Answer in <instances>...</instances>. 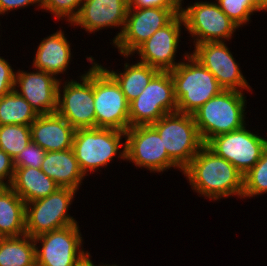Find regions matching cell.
Segmentation results:
<instances>
[{"instance_id": "cell-10", "label": "cell", "mask_w": 267, "mask_h": 266, "mask_svg": "<svg viewBox=\"0 0 267 266\" xmlns=\"http://www.w3.org/2000/svg\"><path fill=\"white\" fill-rule=\"evenodd\" d=\"M177 112L170 71H158L143 92L129 103L130 127L152 125L164 115Z\"/></svg>"}, {"instance_id": "cell-20", "label": "cell", "mask_w": 267, "mask_h": 266, "mask_svg": "<svg viewBox=\"0 0 267 266\" xmlns=\"http://www.w3.org/2000/svg\"><path fill=\"white\" fill-rule=\"evenodd\" d=\"M64 31L57 30L55 33L43 38L37 46L33 58L32 67L58 77L67 71L72 60L71 43L65 37Z\"/></svg>"}, {"instance_id": "cell-27", "label": "cell", "mask_w": 267, "mask_h": 266, "mask_svg": "<svg viewBox=\"0 0 267 266\" xmlns=\"http://www.w3.org/2000/svg\"><path fill=\"white\" fill-rule=\"evenodd\" d=\"M31 141L30 125H0V149L12 159Z\"/></svg>"}, {"instance_id": "cell-38", "label": "cell", "mask_w": 267, "mask_h": 266, "mask_svg": "<svg viewBox=\"0 0 267 266\" xmlns=\"http://www.w3.org/2000/svg\"><path fill=\"white\" fill-rule=\"evenodd\" d=\"M102 266H118V265H116V264H112V265H108V264H103Z\"/></svg>"}, {"instance_id": "cell-37", "label": "cell", "mask_w": 267, "mask_h": 266, "mask_svg": "<svg viewBox=\"0 0 267 266\" xmlns=\"http://www.w3.org/2000/svg\"><path fill=\"white\" fill-rule=\"evenodd\" d=\"M81 266H97V265H94V263L91 260V258H88ZM98 266H102V265L99 264Z\"/></svg>"}, {"instance_id": "cell-34", "label": "cell", "mask_w": 267, "mask_h": 266, "mask_svg": "<svg viewBox=\"0 0 267 266\" xmlns=\"http://www.w3.org/2000/svg\"><path fill=\"white\" fill-rule=\"evenodd\" d=\"M37 7L42 6V0H0V15L8 14L10 11L16 10V9H24L26 6H34Z\"/></svg>"}, {"instance_id": "cell-3", "label": "cell", "mask_w": 267, "mask_h": 266, "mask_svg": "<svg viewBox=\"0 0 267 266\" xmlns=\"http://www.w3.org/2000/svg\"><path fill=\"white\" fill-rule=\"evenodd\" d=\"M235 90H222L192 115L198 133L206 144L211 138L242 128L246 124V96Z\"/></svg>"}, {"instance_id": "cell-15", "label": "cell", "mask_w": 267, "mask_h": 266, "mask_svg": "<svg viewBox=\"0 0 267 266\" xmlns=\"http://www.w3.org/2000/svg\"><path fill=\"white\" fill-rule=\"evenodd\" d=\"M191 55L215 76L224 90L252 91L239 63L225 42H203L194 45Z\"/></svg>"}, {"instance_id": "cell-28", "label": "cell", "mask_w": 267, "mask_h": 266, "mask_svg": "<svg viewBox=\"0 0 267 266\" xmlns=\"http://www.w3.org/2000/svg\"><path fill=\"white\" fill-rule=\"evenodd\" d=\"M267 193V147L259 161L243 176L242 198L255 197Z\"/></svg>"}, {"instance_id": "cell-23", "label": "cell", "mask_w": 267, "mask_h": 266, "mask_svg": "<svg viewBox=\"0 0 267 266\" xmlns=\"http://www.w3.org/2000/svg\"><path fill=\"white\" fill-rule=\"evenodd\" d=\"M25 206L26 203L10 186H0V237L26 234Z\"/></svg>"}, {"instance_id": "cell-26", "label": "cell", "mask_w": 267, "mask_h": 266, "mask_svg": "<svg viewBox=\"0 0 267 266\" xmlns=\"http://www.w3.org/2000/svg\"><path fill=\"white\" fill-rule=\"evenodd\" d=\"M38 116L15 90L0 97V125H31Z\"/></svg>"}, {"instance_id": "cell-7", "label": "cell", "mask_w": 267, "mask_h": 266, "mask_svg": "<svg viewBox=\"0 0 267 266\" xmlns=\"http://www.w3.org/2000/svg\"><path fill=\"white\" fill-rule=\"evenodd\" d=\"M33 239L38 266H81L92 257L90 252L83 250L84 240L78 224L47 232ZM38 243L41 246H37Z\"/></svg>"}, {"instance_id": "cell-32", "label": "cell", "mask_w": 267, "mask_h": 266, "mask_svg": "<svg viewBox=\"0 0 267 266\" xmlns=\"http://www.w3.org/2000/svg\"><path fill=\"white\" fill-rule=\"evenodd\" d=\"M15 73L11 64L0 56V97L14 90Z\"/></svg>"}, {"instance_id": "cell-25", "label": "cell", "mask_w": 267, "mask_h": 266, "mask_svg": "<svg viewBox=\"0 0 267 266\" xmlns=\"http://www.w3.org/2000/svg\"><path fill=\"white\" fill-rule=\"evenodd\" d=\"M34 239L25 234L19 237H0V266H34Z\"/></svg>"}, {"instance_id": "cell-17", "label": "cell", "mask_w": 267, "mask_h": 266, "mask_svg": "<svg viewBox=\"0 0 267 266\" xmlns=\"http://www.w3.org/2000/svg\"><path fill=\"white\" fill-rule=\"evenodd\" d=\"M128 8L129 0H83L77 17L70 25L80 26L89 34L106 27L118 28L121 31L113 38V45L124 30Z\"/></svg>"}, {"instance_id": "cell-19", "label": "cell", "mask_w": 267, "mask_h": 266, "mask_svg": "<svg viewBox=\"0 0 267 266\" xmlns=\"http://www.w3.org/2000/svg\"><path fill=\"white\" fill-rule=\"evenodd\" d=\"M30 129L32 141L46 152L72 148L75 129L57 112L39 115Z\"/></svg>"}, {"instance_id": "cell-31", "label": "cell", "mask_w": 267, "mask_h": 266, "mask_svg": "<svg viewBox=\"0 0 267 266\" xmlns=\"http://www.w3.org/2000/svg\"><path fill=\"white\" fill-rule=\"evenodd\" d=\"M46 151L35 142L31 141L16 157L13 159V166L33 167L39 169L44 161Z\"/></svg>"}, {"instance_id": "cell-8", "label": "cell", "mask_w": 267, "mask_h": 266, "mask_svg": "<svg viewBox=\"0 0 267 266\" xmlns=\"http://www.w3.org/2000/svg\"><path fill=\"white\" fill-rule=\"evenodd\" d=\"M93 95L96 128L126 131L130 127L129 102L117 82L95 60Z\"/></svg>"}, {"instance_id": "cell-9", "label": "cell", "mask_w": 267, "mask_h": 266, "mask_svg": "<svg viewBox=\"0 0 267 266\" xmlns=\"http://www.w3.org/2000/svg\"><path fill=\"white\" fill-rule=\"evenodd\" d=\"M77 190L58 188L49 196L26 203V234L35 238L41 234L78 224L68 210Z\"/></svg>"}, {"instance_id": "cell-1", "label": "cell", "mask_w": 267, "mask_h": 266, "mask_svg": "<svg viewBox=\"0 0 267 266\" xmlns=\"http://www.w3.org/2000/svg\"><path fill=\"white\" fill-rule=\"evenodd\" d=\"M192 190L210 200L235 197L242 199L243 174L205 144L183 169Z\"/></svg>"}, {"instance_id": "cell-13", "label": "cell", "mask_w": 267, "mask_h": 266, "mask_svg": "<svg viewBox=\"0 0 267 266\" xmlns=\"http://www.w3.org/2000/svg\"><path fill=\"white\" fill-rule=\"evenodd\" d=\"M179 12L180 7H129L124 30L113 46L120 55L129 60L128 57L141 44L167 25Z\"/></svg>"}, {"instance_id": "cell-18", "label": "cell", "mask_w": 267, "mask_h": 266, "mask_svg": "<svg viewBox=\"0 0 267 266\" xmlns=\"http://www.w3.org/2000/svg\"><path fill=\"white\" fill-rule=\"evenodd\" d=\"M60 78L51 73L20 71L15 73L14 90L22 96L38 115L57 111L58 85Z\"/></svg>"}, {"instance_id": "cell-35", "label": "cell", "mask_w": 267, "mask_h": 266, "mask_svg": "<svg viewBox=\"0 0 267 266\" xmlns=\"http://www.w3.org/2000/svg\"><path fill=\"white\" fill-rule=\"evenodd\" d=\"M129 7H180L178 0H129Z\"/></svg>"}, {"instance_id": "cell-22", "label": "cell", "mask_w": 267, "mask_h": 266, "mask_svg": "<svg viewBox=\"0 0 267 266\" xmlns=\"http://www.w3.org/2000/svg\"><path fill=\"white\" fill-rule=\"evenodd\" d=\"M10 187L25 203L49 196L60 188L40 168L16 167Z\"/></svg>"}, {"instance_id": "cell-30", "label": "cell", "mask_w": 267, "mask_h": 266, "mask_svg": "<svg viewBox=\"0 0 267 266\" xmlns=\"http://www.w3.org/2000/svg\"><path fill=\"white\" fill-rule=\"evenodd\" d=\"M82 3L83 0H42L41 9L50 12L56 19H65L71 24L77 17Z\"/></svg>"}, {"instance_id": "cell-33", "label": "cell", "mask_w": 267, "mask_h": 266, "mask_svg": "<svg viewBox=\"0 0 267 266\" xmlns=\"http://www.w3.org/2000/svg\"><path fill=\"white\" fill-rule=\"evenodd\" d=\"M14 170L13 159L5 151L0 149V186L11 185Z\"/></svg>"}, {"instance_id": "cell-11", "label": "cell", "mask_w": 267, "mask_h": 266, "mask_svg": "<svg viewBox=\"0 0 267 266\" xmlns=\"http://www.w3.org/2000/svg\"><path fill=\"white\" fill-rule=\"evenodd\" d=\"M180 13L184 20V29L188 31L194 45L203 42H225L232 39L236 25L214 2L200 1L182 8Z\"/></svg>"}, {"instance_id": "cell-16", "label": "cell", "mask_w": 267, "mask_h": 266, "mask_svg": "<svg viewBox=\"0 0 267 266\" xmlns=\"http://www.w3.org/2000/svg\"><path fill=\"white\" fill-rule=\"evenodd\" d=\"M184 20L179 12L167 25L157 30L148 40L134 52L138 54L139 62L145 63L158 71H171L180 62H176Z\"/></svg>"}, {"instance_id": "cell-14", "label": "cell", "mask_w": 267, "mask_h": 266, "mask_svg": "<svg viewBox=\"0 0 267 266\" xmlns=\"http://www.w3.org/2000/svg\"><path fill=\"white\" fill-rule=\"evenodd\" d=\"M247 126L211 138L205 145L245 175L260 159L267 139L249 131Z\"/></svg>"}, {"instance_id": "cell-21", "label": "cell", "mask_w": 267, "mask_h": 266, "mask_svg": "<svg viewBox=\"0 0 267 266\" xmlns=\"http://www.w3.org/2000/svg\"><path fill=\"white\" fill-rule=\"evenodd\" d=\"M40 169L60 188L79 190L85 175L80 170L73 149L46 152Z\"/></svg>"}, {"instance_id": "cell-4", "label": "cell", "mask_w": 267, "mask_h": 266, "mask_svg": "<svg viewBox=\"0 0 267 266\" xmlns=\"http://www.w3.org/2000/svg\"><path fill=\"white\" fill-rule=\"evenodd\" d=\"M123 138L125 131L111 128L75 130L72 149L85 177L88 172L94 173L101 167H107L118 153L117 157L125 160V142L121 141Z\"/></svg>"}, {"instance_id": "cell-12", "label": "cell", "mask_w": 267, "mask_h": 266, "mask_svg": "<svg viewBox=\"0 0 267 266\" xmlns=\"http://www.w3.org/2000/svg\"><path fill=\"white\" fill-rule=\"evenodd\" d=\"M125 161L153 173L170 168L183 170L168 156L157 130L152 125L129 127L125 131Z\"/></svg>"}, {"instance_id": "cell-24", "label": "cell", "mask_w": 267, "mask_h": 266, "mask_svg": "<svg viewBox=\"0 0 267 266\" xmlns=\"http://www.w3.org/2000/svg\"><path fill=\"white\" fill-rule=\"evenodd\" d=\"M120 86L125 98L130 103L136 99L158 72L156 68L137 61L135 64L124 63V71L109 70L99 64Z\"/></svg>"}, {"instance_id": "cell-6", "label": "cell", "mask_w": 267, "mask_h": 266, "mask_svg": "<svg viewBox=\"0 0 267 266\" xmlns=\"http://www.w3.org/2000/svg\"><path fill=\"white\" fill-rule=\"evenodd\" d=\"M152 126L159 133L168 156L182 170L204 145L192 114L170 113Z\"/></svg>"}, {"instance_id": "cell-5", "label": "cell", "mask_w": 267, "mask_h": 266, "mask_svg": "<svg viewBox=\"0 0 267 266\" xmlns=\"http://www.w3.org/2000/svg\"><path fill=\"white\" fill-rule=\"evenodd\" d=\"M87 60L92 66L87 72L85 71V74L79 76L80 82L72 79L62 84V79H60L58 85L56 112L75 130L96 128L93 95V61L95 59L87 56Z\"/></svg>"}, {"instance_id": "cell-36", "label": "cell", "mask_w": 267, "mask_h": 266, "mask_svg": "<svg viewBox=\"0 0 267 266\" xmlns=\"http://www.w3.org/2000/svg\"><path fill=\"white\" fill-rule=\"evenodd\" d=\"M258 7L265 12H267V0H254Z\"/></svg>"}, {"instance_id": "cell-2", "label": "cell", "mask_w": 267, "mask_h": 266, "mask_svg": "<svg viewBox=\"0 0 267 266\" xmlns=\"http://www.w3.org/2000/svg\"><path fill=\"white\" fill-rule=\"evenodd\" d=\"M184 54L183 62L171 70L170 75L174 83L177 112L193 114L224 89L198 60L188 52Z\"/></svg>"}, {"instance_id": "cell-29", "label": "cell", "mask_w": 267, "mask_h": 266, "mask_svg": "<svg viewBox=\"0 0 267 266\" xmlns=\"http://www.w3.org/2000/svg\"><path fill=\"white\" fill-rule=\"evenodd\" d=\"M220 9L240 28L249 23L251 15L262 11L254 0H215Z\"/></svg>"}]
</instances>
